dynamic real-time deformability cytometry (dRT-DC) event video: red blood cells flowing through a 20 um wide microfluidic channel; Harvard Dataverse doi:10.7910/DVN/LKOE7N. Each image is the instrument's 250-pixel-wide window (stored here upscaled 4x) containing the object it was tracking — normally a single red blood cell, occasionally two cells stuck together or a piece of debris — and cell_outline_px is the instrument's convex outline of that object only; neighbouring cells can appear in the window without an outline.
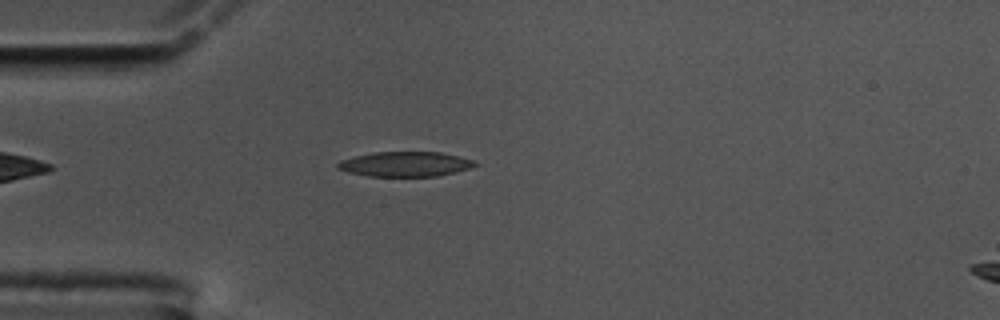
{"species": "common noctule bat (a hibernating species)", "species_latin": "Nyctalus noctula", "temperature_condition": "cold", "stored_images_in_passage": 48, "camera_frame_rate_fps": 3000, "um_per_image_px": 0.085, "animal": {"sex": "male", "body_mass_g": 17.5, "forearm_length_mm": 52.3}, "frame": {"image": 1, "passage_image": 7, "time_ms": 2.0, "image_size_px": [1000, 320], "cell_outline_px": [[480, 164], [456, 172], [436, 176], [368, 176], [348, 172], [336, 168], [336, 164], [340, 160], [356, 156], [376, 152], [440, 152], [460, 156], [476, 160]], "centroid_in_image_um": [34.48, 13.94], "position_along_channel_um": 50.5, "area_um2": 19.94}}
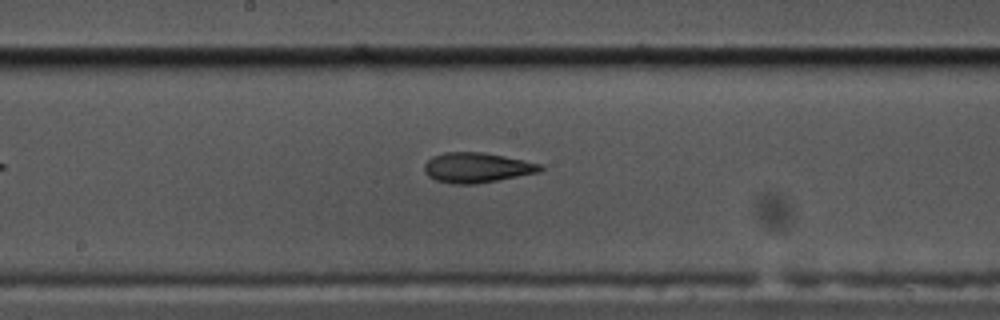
{"frame": {"image": 2, "passage_image": 21, "time_ms": 6.667, "image_size_px": [1000, 320], "cell_outline_px": [[544, 168], [540, 172], [476, 184], [452, 184], [436, 180], [428, 176], [424, 172], [424, 164], [432, 156], [444, 152], [484, 152], [524, 160], [540, 164]], "centroid_in_image_um": [40.51, 14.25], "position_along_channel_um": 207.7, "area_um2": 20.35}}
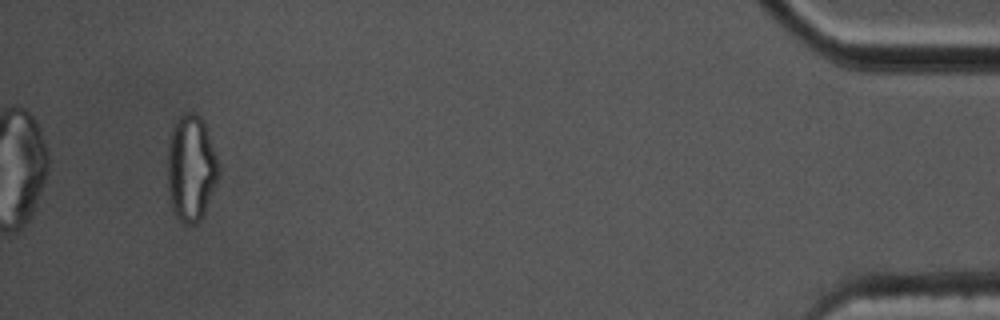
{"frame": {"image": 3, "passage_image": 45, "time_ms": 14.667, "image_size_px": [1000, 320], "cell_outline_px": [[220, 168], [216, 180], [204, 212], [200, 220], [196, 224], [184, 224], [172, 212], [168, 192], [168, 144], [172, 128], [176, 120], [184, 112], [196, 112], [204, 120], [216, 152], [220, 164]], "centroid_in_image_um": [16.23, 14.25], "position_along_channel_um": 419.0, "area_um2": 31.85}, "authors_computed_cell_mechanics": {"area_um2": 20.4612, "velocity_mm_per_s": 3.5758, "shape_relaxation_time_tau1_ms": 6.117, "shape_relaxation_time_tau2_ms": 2.5679, "deformation_change_tau1": 0.2039, "deformation_change_tau2": 0.1104}}